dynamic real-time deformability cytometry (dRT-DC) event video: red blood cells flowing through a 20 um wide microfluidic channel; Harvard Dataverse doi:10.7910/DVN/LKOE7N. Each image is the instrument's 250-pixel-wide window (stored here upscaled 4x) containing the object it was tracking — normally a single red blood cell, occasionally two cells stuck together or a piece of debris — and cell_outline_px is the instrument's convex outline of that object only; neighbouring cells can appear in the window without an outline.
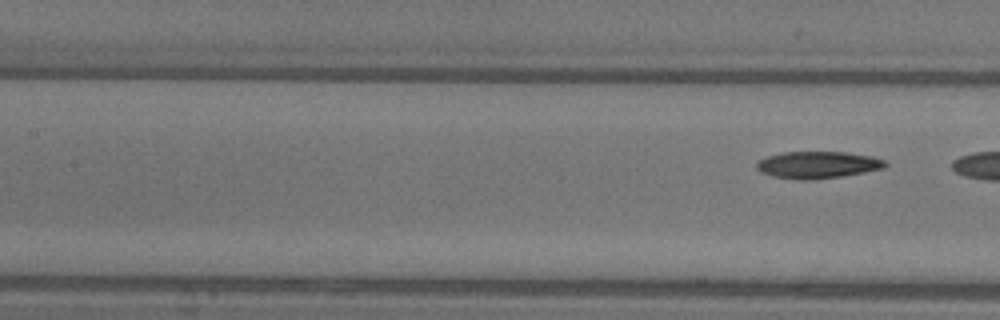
{"species": "common noctule bat (a hibernating species)", "species_latin": "Nyctalus noctula", "temperature_condition": "warm", "stored_images_in_passage": 9, "segment_of_instrument_passage": [2, 2], "camera_frame_rate_fps": 3000, "um_per_image_px": 0.085, "animal": {"sex": "female"}, "frame": {"image": 1, "passage_image": 9, "time_ms": 2.667, "image_size_px": [1000, 320], "cell_outline_px": [[888, 164], [884, 168], [864, 172], [840, 176], [812, 180], [796, 180], [772, 176], [760, 172], [756, 168], [756, 164], [760, 160], [768, 156], [784, 152], [848, 152], [872, 156], [884, 160]], "centroid_in_image_um": [69.5, 14.01], "position_along_channel_um": 137.9, "area_um2": 20.23}}